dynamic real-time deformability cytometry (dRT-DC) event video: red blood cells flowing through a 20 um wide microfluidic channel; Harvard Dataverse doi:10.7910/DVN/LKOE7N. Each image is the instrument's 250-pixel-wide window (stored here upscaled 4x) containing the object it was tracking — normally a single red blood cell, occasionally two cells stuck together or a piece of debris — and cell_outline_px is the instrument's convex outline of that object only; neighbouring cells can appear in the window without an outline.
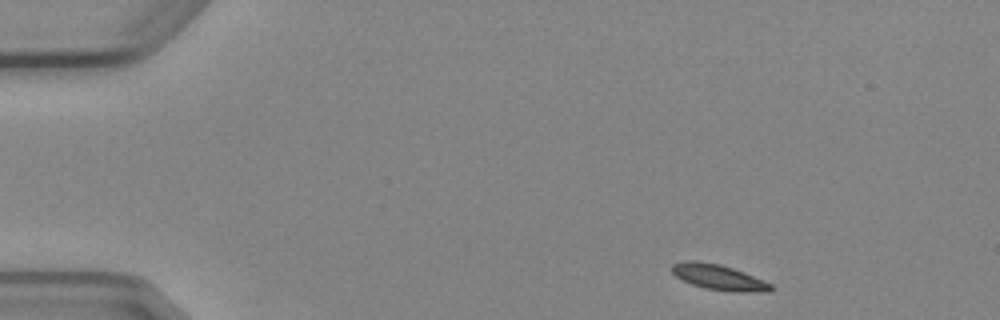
{"species": "Egyptian fruit bat (a non-hibernating species)", "species_latin": "Rousettus aegyptiacus", "temperature_condition": "cold", "stored_images_in_passage": 5, "camera_frame_rate_fps": 3000, "um_per_image_px": 0.085, "animal": {"sex": "female"}, "frame": {"image": 1, "passage_image": 1, "time_ms": 0.0, "image_size_px": [1000, 320], "cell_outline_px": [[776, 288], [772, 292], [732, 292], [704, 288], [692, 284], [676, 276], [672, 272], [672, 264], [688, 260], [696, 260], [720, 264], [744, 272], [772, 284]], "centroid_in_image_um": [61.15, 23.58], "position_along_channel_um": 23.9, "area_um2": 14.8}}
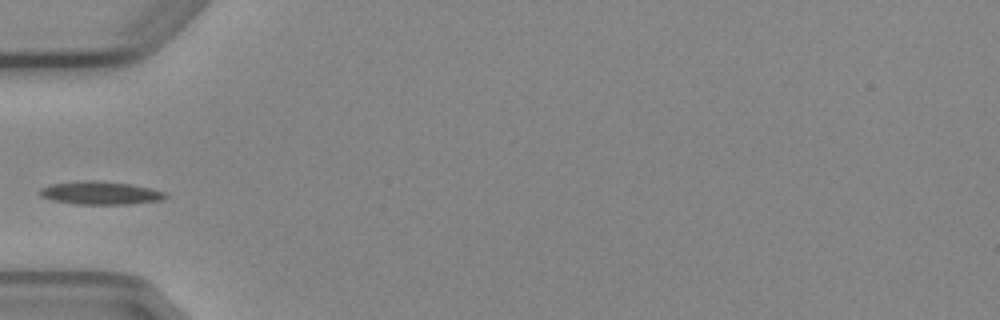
{"frame": {"image": 2, "passage_image": 4, "time_ms": 3.667, "image_size_px": [1000, 320], "cell_outline_px": [[168, 196], [160, 200], [128, 204], [76, 204], [52, 200], [40, 196], [40, 188], [48, 184], [84, 180], [100, 180], [128, 184], [148, 188], [164, 192]], "centroid_in_image_um": [8.46, 16.39], "position_along_channel_um": 76.5, "area_um2": 16.82}}
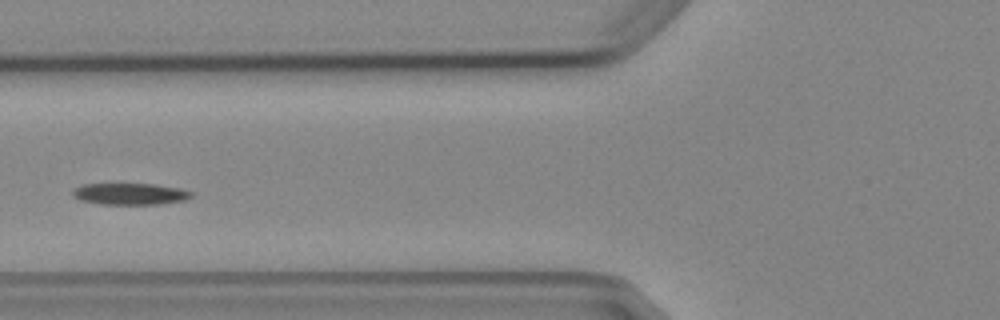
{"frame": {"image": 3, "passage_image": 5, "time_ms": 4.667, "image_size_px": [1000, 320], "cell_outline_px": [[192, 196], [184, 200], [160, 204], [100, 204], [80, 200], [72, 196], [72, 192], [76, 188], [84, 184], [152, 184], [180, 188], [192, 192]], "centroid_in_image_um": [11.05, 16.48], "position_along_channel_um": 114.8, "area_um2": 14.8}}